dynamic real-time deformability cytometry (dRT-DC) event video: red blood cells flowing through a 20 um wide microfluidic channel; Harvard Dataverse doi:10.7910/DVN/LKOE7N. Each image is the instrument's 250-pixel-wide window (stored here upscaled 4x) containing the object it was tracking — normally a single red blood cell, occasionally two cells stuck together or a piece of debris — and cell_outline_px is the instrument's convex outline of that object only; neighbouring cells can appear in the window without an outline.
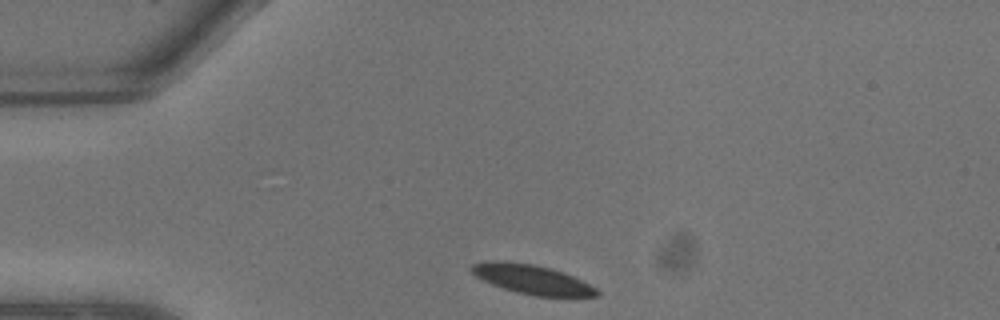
{"species": "common noctule bat (a hibernating species)", "species_latin": "Nyctalus noctula", "temperature_condition": "warm", "stored_images_in_passage": 4, "camera_frame_rate_fps": 3000, "um_per_image_px": 0.085, "animal": {"sex": "male", "body_mass_g": 13.3}, "frame": {"image": 1, "passage_image": 1, "time_ms": 0.0, "image_size_px": [1000, 320], "cell_outline_px": [[600, 292], [596, 296], [536, 296], [516, 292], [492, 284], [476, 276], [468, 268], [472, 264], [488, 260], [504, 260], [536, 264], [552, 268], [564, 272], [596, 288]], "centroid_in_image_um": [45.17, 23.72], "position_along_channel_um": 39.8, "area_um2": 21.44}}
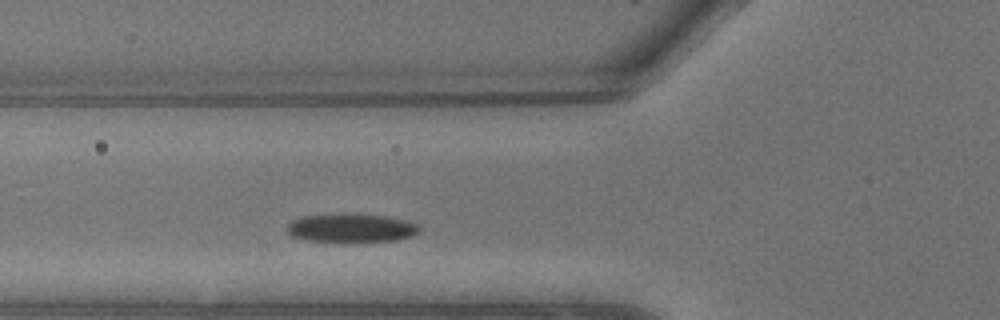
{"frame": {"image": 2, "passage_image": 4, "time_ms": 1.0, "image_size_px": [1000, 320], "cell_outline_px": [[420, 228], [412, 236], [396, 240], [308, 240], [292, 236], [288, 232], [288, 224], [292, 220], [304, 216], [340, 212], [348, 212], [384, 216], [404, 220], [416, 224]], "centroid_in_image_um": [29.82, 19.32], "position_along_channel_um": 96.0, "area_um2": 21.62}}